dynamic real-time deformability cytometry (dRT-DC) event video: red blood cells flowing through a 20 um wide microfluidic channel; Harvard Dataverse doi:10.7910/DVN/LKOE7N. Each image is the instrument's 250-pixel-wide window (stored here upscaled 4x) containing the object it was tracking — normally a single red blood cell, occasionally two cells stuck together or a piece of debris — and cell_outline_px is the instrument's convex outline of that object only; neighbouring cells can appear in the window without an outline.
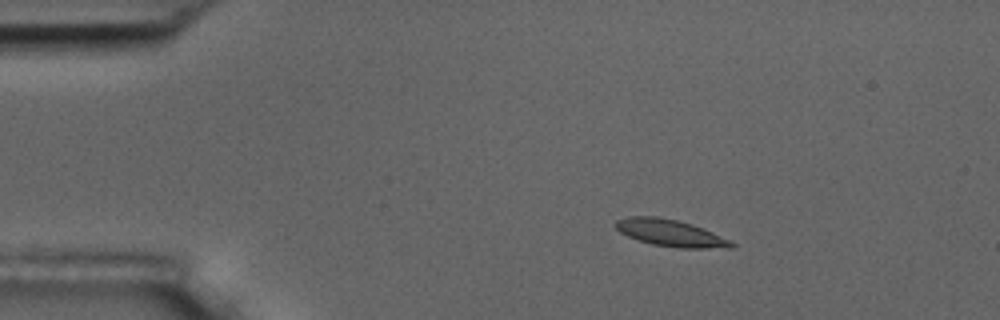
{"species": "common noctule bat (a hibernating species)", "species_latin": "Nyctalus noctula", "temperature_condition": "room temperature", "stored_images_in_passage": 4, "camera_frame_rate_fps": 3000, "um_per_image_px": 0.085, "animal": {"sex": "male", "body_mass_g": 17.5, "forearm_length_mm": 52.3}, "frame": {"image": 1, "passage_image": 2, "time_ms": 1.0, "image_size_px": [1000, 320], "cell_outline_px": [[736, 248], [680, 248], [652, 244], [628, 236], [620, 232], [612, 224], [616, 220], [628, 216], [656, 216], [676, 220], [692, 224], [732, 240], [736, 244]], "centroid_in_image_um": [57.01, 19.8], "position_along_channel_um": 28.0, "area_um2": 18.21}}